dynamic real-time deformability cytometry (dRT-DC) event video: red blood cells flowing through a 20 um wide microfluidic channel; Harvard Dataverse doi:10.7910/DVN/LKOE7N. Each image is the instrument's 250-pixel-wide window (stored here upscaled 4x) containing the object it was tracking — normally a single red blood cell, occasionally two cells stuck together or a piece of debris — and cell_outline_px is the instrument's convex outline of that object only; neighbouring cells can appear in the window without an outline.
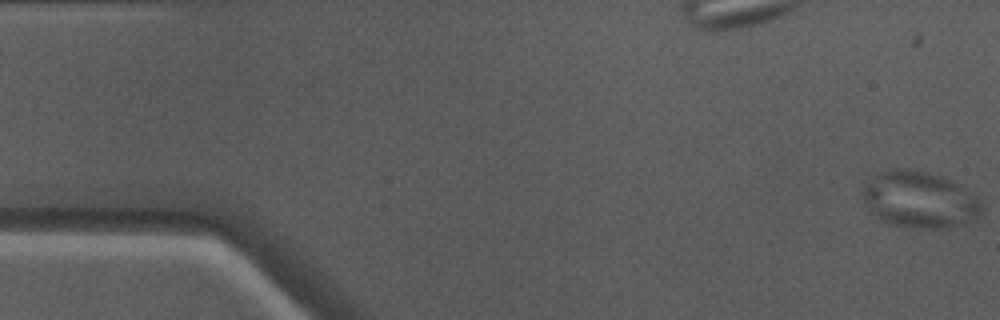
{"species": "Egyptian fruit bat (a non-hibernating species)", "species_latin": "Rousettus aegyptiacus", "temperature_condition": "warm", "stored_images_in_passage": 37, "camera_frame_rate_fps": 3000, "um_per_image_px": 0.085, "animal": {"sex": "male"}, "frame": {"image": 1, "passage_image": 1, "time_ms": 0.0, "image_size_px": [1000, 320], "cell_outline_px": [[984, 208], [980, 216], [972, 220], [948, 228], [908, 228], [888, 224], [880, 220], [868, 208], [860, 196], [860, 192], [880, 172], [900, 168], [904, 168], [924, 172], [940, 176], [952, 180], [976, 196], [984, 204]], "centroid_in_image_um": [78.18, 17.0], "position_along_channel_um": 6.8, "area_um2": 39.19}}
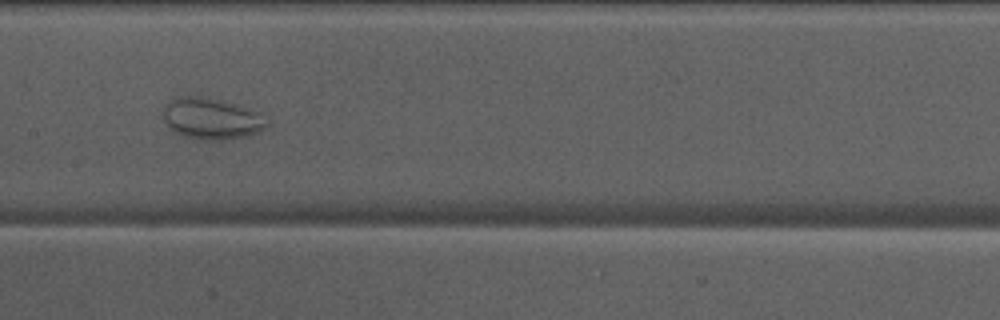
{"frame": {"image": 2, "passage_image": 25, "time_ms": 8.0, "image_size_px": [1000, 320], "cell_outline_px": [[272, 124], [268, 128], [260, 132], [248, 136], [220, 140], [204, 140], [184, 136], [172, 132], [168, 128], [164, 120], [164, 104], [168, 100], [176, 96], [208, 96], [236, 104], [260, 112]], "centroid_in_image_um": [18.01, 10.07], "position_along_channel_um": 189.4, "area_um2": 25.78}}
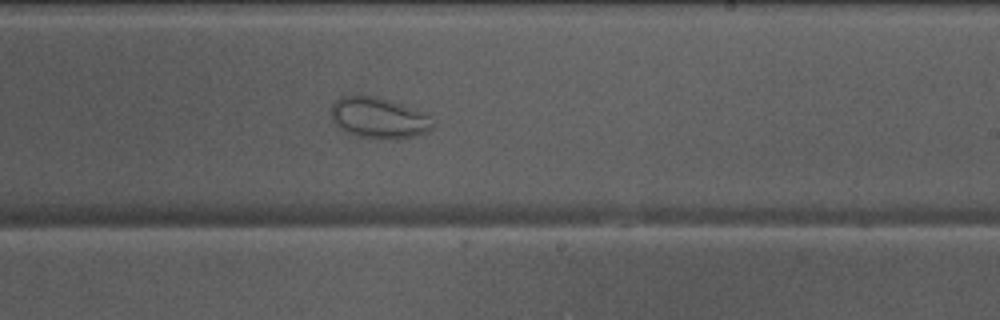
{"frame": {"image": 3, "passage_image": 30, "time_ms": 9.667, "image_size_px": [1000, 320], "cell_outline_px": [[432, 128], [428, 132], [416, 136], [396, 140], [388, 140], [356, 136], [344, 132], [332, 120], [332, 104], [340, 96], [372, 96], [388, 100], [428, 112], [432, 124]], "centroid_in_image_um": [32.22, 10.05], "position_along_channel_um": 256.8, "area_um2": 24.51}}